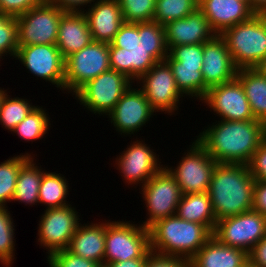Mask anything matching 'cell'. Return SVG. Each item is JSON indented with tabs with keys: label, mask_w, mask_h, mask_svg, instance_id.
I'll return each instance as SVG.
<instances>
[{
	"label": "cell",
	"mask_w": 266,
	"mask_h": 267,
	"mask_svg": "<svg viewBox=\"0 0 266 267\" xmlns=\"http://www.w3.org/2000/svg\"><path fill=\"white\" fill-rule=\"evenodd\" d=\"M168 56L165 28L156 21L126 23L109 44L110 69L138 81Z\"/></svg>",
	"instance_id": "cell-1"
},
{
	"label": "cell",
	"mask_w": 266,
	"mask_h": 267,
	"mask_svg": "<svg viewBox=\"0 0 266 267\" xmlns=\"http://www.w3.org/2000/svg\"><path fill=\"white\" fill-rule=\"evenodd\" d=\"M212 124L205 127L196 140L216 163L248 165L266 139V124L257 119L220 120Z\"/></svg>",
	"instance_id": "cell-2"
},
{
	"label": "cell",
	"mask_w": 266,
	"mask_h": 267,
	"mask_svg": "<svg viewBox=\"0 0 266 267\" xmlns=\"http://www.w3.org/2000/svg\"><path fill=\"white\" fill-rule=\"evenodd\" d=\"M254 186L248 165L217 163L208 189L216 220L251 211Z\"/></svg>",
	"instance_id": "cell-3"
},
{
	"label": "cell",
	"mask_w": 266,
	"mask_h": 267,
	"mask_svg": "<svg viewBox=\"0 0 266 267\" xmlns=\"http://www.w3.org/2000/svg\"><path fill=\"white\" fill-rule=\"evenodd\" d=\"M148 229L151 251L189 260L212 237L205 225L183 220L177 215L160 219Z\"/></svg>",
	"instance_id": "cell-4"
},
{
	"label": "cell",
	"mask_w": 266,
	"mask_h": 267,
	"mask_svg": "<svg viewBox=\"0 0 266 267\" xmlns=\"http://www.w3.org/2000/svg\"><path fill=\"white\" fill-rule=\"evenodd\" d=\"M220 36L238 69L255 68L266 57V14H254Z\"/></svg>",
	"instance_id": "cell-5"
},
{
	"label": "cell",
	"mask_w": 266,
	"mask_h": 267,
	"mask_svg": "<svg viewBox=\"0 0 266 267\" xmlns=\"http://www.w3.org/2000/svg\"><path fill=\"white\" fill-rule=\"evenodd\" d=\"M131 221H106L104 264L142 258L150 250L149 229Z\"/></svg>",
	"instance_id": "cell-6"
},
{
	"label": "cell",
	"mask_w": 266,
	"mask_h": 267,
	"mask_svg": "<svg viewBox=\"0 0 266 267\" xmlns=\"http://www.w3.org/2000/svg\"><path fill=\"white\" fill-rule=\"evenodd\" d=\"M123 73L108 70L83 85L74 95L79 104L88 111L108 115L121 96L133 85Z\"/></svg>",
	"instance_id": "cell-7"
},
{
	"label": "cell",
	"mask_w": 266,
	"mask_h": 267,
	"mask_svg": "<svg viewBox=\"0 0 266 267\" xmlns=\"http://www.w3.org/2000/svg\"><path fill=\"white\" fill-rule=\"evenodd\" d=\"M65 12L50 0H43L16 17L18 47L36 44H56L60 18Z\"/></svg>",
	"instance_id": "cell-8"
},
{
	"label": "cell",
	"mask_w": 266,
	"mask_h": 267,
	"mask_svg": "<svg viewBox=\"0 0 266 267\" xmlns=\"http://www.w3.org/2000/svg\"><path fill=\"white\" fill-rule=\"evenodd\" d=\"M64 90L73 95L88 81L110 70L109 44L92 41L65 58Z\"/></svg>",
	"instance_id": "cell-9"
},
{
	"label": "cell",
	"mask_w": 266,
	"mask_h": 267,
	"mask_svg": "<svg viewBox=\"0 0 266 267\" xmlns=\"http://www.w3.org/2000/svg\"><path fill=\"white\" fill-rule=\"evenodd\" d=\"M266 235V216L254 210L216 221L212 236L220 243L249 253Z\"/></svg>",
	"instance_id": "cell-10"
},
{
	"label": "cell",
	"mask_w": 266,
	"mask_h": 267,
	"mask_svg": "<svg viewBox=\"0 0 266 267\" xmlns=\"http://www.w3.org/2000/svg\"><path fill=\"white\" fill-rule=\"evenodd\" d=\"M141 187L148 211V218L142 224L145 228L160 219L176 215L182 193L176 179L165 165Z\"/></svg>",
	"instance_id": "cell-11"
},
{
	"label": "cell",
	"mask_w": 266,
	"mask_h": 267,
	"mask_svg": "<svg viewBox=\"0 0 266 267\" xmlns=\"http://www.w3.org/2000/svg\"><path fill=\"white\" fill-rule=\"evenodd\" d=\"M190 146L175 169L165 166L176 179L182 195L208 192L217 164L197 140Z\"/></svg>",
	"instance_id": "cell-12"
},
{
	"label": "cell",
	"mask_w": 266,
	"mask_h": 267,
	"mask_svg": "<svg viewBox=\"0 0 266 267\" xmlns=\"http://www.w3.org/2000/svg\"><path fill=\"white\" fill-rule=\"evenodd\" d=\"M136 83L142 85L140 89L156 112L165 111V114L173 115L179 108V99L184 97L176 86L173 71L166 60L157 62Z\"/></svg>",
	"instance_id": "cell-13"
},
{
	"label": "cell",
	"mask_w": 266,
	"mask_h": 267,
	"mask_svg": "<svg viewBox=\"0 0 266 267\" xmlns=\"http://www.w3.org/2000/svg\"><path fill=\"white\" fill-rule=\"evenodd\" d=\"M40 218L38 242L48 250L47 256L67 249L81 220L76 209L71 204L46 209Z\"/></svg>",
	"instance_id": "cell-14"
},
{
	"label": "cell",
	"mask_w": 266,
	"mask_h": 267,
	"mask_svg": "<svg viewBox=\"0 0 266 267\" xmlns=\"http://www.w3.org/2000/svg\"><path fill=\"white\" fill-rule=\"evenodd\" d=\"M15 58L30 73L64 91L65 59L56 44L19 46Z\"/></svg>",
	"instance_id": "cell-15"
},
{
	"label": "cell",
	"mask_w": 266,
	"mask_h": 267,
	"mask_svg": "<svg viewBox=\"0 0 266 267\" xmlns=\"http://www.w3.org/2000/svg\"><path fill=\"white\" fill-rule=\"evenodd\" d=\"M221 120H254L250 104L241 82L235 78L230 82L208 89L202 100Z\"/></svg>",
	"instance_id": "cell-16"
},
{
	"label": "cell",
	"mask_w": 266,
	"mask_h": 267,
	"mask_svg": "<svg viewBox=\"0 0 266 267\" xmlns=\"http://www.w3.org/2000/svg\"><path fill=\"white\" fill-rule=\"evenodd\" d=\"M133 85L121 96L108 114L111 124L121 135H132L144 127L156 111L151 107L144 92ZM144 125V126H143Z\"/></svg>",
	"instance_id": "cell-17"
},
{
	"label": "cell",
	"mask_w": 266,
	"mask_h": 267,
	"mask_svg": "<svg viewBox=\"0 0 266 267\" xmlns=\"http://www.w3.org/2000/svg\"><path fill=\"white\" fill-rule=\"evenodd\" d=\"M147 145L143 140L133 141L119 157L115 158L116 167L123 174L125 183L143 186L164 167L160 165L159 155L157 157L154 150Z\"/></svg>",
	"instance_id": "cell-18"
},
{
	"label": "cell",
	"mask_w": 266,
	"mask_h": 267,
	"mask_svg": "<svg viewBox=\"0 0 266 267\" xmlns=\"http://www.w3.org/2000/svg\"><path fill=\"white\" fill-rule=\"evenodd\" d=\"M237 71L226 42L220 35L203 43L201 72L205 83V95L209 88L235 79Z\"/></svg>",
	"instance_id": "cell-19"
},
{
	"label": "cell",
	"mask_w": 266,
	"mask_h": 267,
	"mask_svg": "<svg viewBox=\"0 0 266 267\" xmlns=\"http://www.w3.org/2000/svg\"><path fill=\"white\" fill-rule=\"evenodd\" d=\"M164 28L168 50L178 45L203 44L217 35L199 9L167 23Z\"/></svg>",
	"instance_id": "cell-20"
},
{
	"label": "cell",
	"mask_w": 266,
	"mask_h": 267,
	"mask_svg": "<svg viewBox=\"0 0 266 267\" xmlns=\"http://www.w3.org/2000/svg\"><path fill=\"white\" fill-rule=\"evenodd\" d=\"M90 7L83 13L93 41L110 44L125 22L118 0H96Z\"/></svg>",
	"instance_id": "cell-21"
},
{
	"label": "cell",
	"mask_w": 266,
	"mask_h": 267,
	"mask_svg": "<svg viewBox=\"0 0 266 267\" xmlns=\"http://www.w3.org/2000/svg\"><path fill=\"white\" fill-rule=\"evenodd\" d=\"M198 9L217 35L255 14L247 3L239 0H199Z\"/></svg>",
	"instance_id": "cell-22"
},
{
	"label": "cell",
	"mask_w": 266,
	"mask_h": 267,
	"mask_svg": "<svg viewBox=\"0 0 266 267\" xmlns=\"http://www.w3.org/2000/svg\"><path fill=\"white\" fill-rule=\"evenodd\" d=\"M93 41L84 13L65 12L60 18L56 46L65 59Z\"/></svg>",
	"instance_id": "cell-23"
},
{
	"label": "cell",
	"mask_w": 266,
	"mask_h": 267,
	"mask_svg": "<svg viewBox=\"0 0 266 267\" xmlns=\"http://www.w3.org/2000/svg\"><path fill=\"white\" fill-rule=\"evenodd\" d=\"M104 222L90 223L91 225H82L80 222L67 249L99 265L104 264L106 221Z\"/></svg>",
	"instance_id": "cell-24"
},
{
	"label": "cell",
	"mask_w": 266,
	"mask_h": 267,
	"mask_svg": "<svg viewBox=\"0 0 266 267\" xmlns=\"http://www.w3.org/2000/svg\"><path fill=\"white\" fill-rule=\"evenodd\" d=\"M247 261V252L226 246L212 236L190 259V267H242Z\"/></svg>",
	"instance_id": "cell-25"
},
{
	"label": "cell",
	"mask_w": 266,
	"mask_h": 267,
	"mask_svg": "<svg viewBox=\"0 0 266 267\" xmlns=\"http://www.w3.org/2000/svg\"><path fill=\"white\" fill-rule=\"evenodd\" d=\"M176 215L183 220L205 225L212 233L217 221L208 192L182 195Z\"/></svg>",
	"instance_id": "cell-26"
},
{
	"label": "cell",
	"mask_w": 266,
	"mask_h": 267,
	"mask_svg": "<svg viewBox=\"0 0 266 267\" xmlns=\"http://www.w3.org/2000/svg\"><path fill=\"white\" fill-rule=\"evenodd\" d=\"M236 78L244 88L254 118L266 124V76L255 68H242Z\"/></svg>",
	"instance_id": "cell-27"
},
{
	"label": "cell",
	"mask_w": 266,
	"mask_h": 267,
	"mask_svg": "<svg viewBox=\"0 0 266 267\" xmlns=\"http://www.w3.org/2000/svg\"><path fill=\"white\" fill-rule=\"evenodd\" d=\"M34 157L32 154V157L20 168L11 201L32 206L39 203V188L45 171H42L41 166H37L36 162L34 163Z\"/></svg>",
	"instance_id": "cell-28"
},
{
	"label": "cell",
	"mask_w": 266,
	"mask_h": 267,
	"mask_svg": "<svg viewBox=\"0 0 266 267\" xmlns=\"http://www.w3.org/2000/svg\"><path fill=\"white\" fill-rule=\"evenodd\" d=\"M68 184L64 175L45 171L39 188V203L46 205V209L69 205L66 201L69 194Z\"/></svg>",
	"instance_id": "cell-29"
},
{
	"label": "cell",
	"mask_w": 266,
	"mask_h": 267,
	"mask_svg": "<svg viewBox=\"0 0 266 267\" xmlns=\"http://www.w3.org/2000/svg\"><path fill=\"white\" fill-rule=\"evenodd\" d=\"M175 78L176 86L185 97L203 100L205 97V83L201 68L180 67L178 61H167Z\"/></svg>",
	"instance_id": "cell-30"
},
{
	"label": "cell",
	"mask_w": 266,
	"mask_h": 267,
	"mask_svg": "<svg viewBox=\"0 0 266 267\" xmlns=\"http://www.w3.org/2000/svg\"><path fill=\"white\" fill-rule=\"evenodd\" d=\"M31 154L13 156L0 164V207H7L12 200L20 168L31 158Z\"/></svg>",
	"instance_id": "cell-31"
},
{
	"label": "cell",
	"mask_w": 266,
	"mask_h": 267,
	"mask_svg": "<svg viewBox=\"0 0 266 267\" xmlns=\"http://www.w3.org/2000/svg\"><path fill=\"white\" fill-rule=\"evenodd\" d=\"M46 110L36 106L11 132L18 134L25 141L42 139L49 131L50 119Z\"/></svg>",
	"instance_id": "cell-32"
},
{
	"label": "cell",
	"mask_w": 266,
	"mask_h": 267,
	"mask_svg": "<svg viewBox=\"0 0 266 267\" xmlns=\"http://www.w3.org/2000/svg\"><path fill=\"white\" fill-rule=\"evenodd\" d=\"M198 5V0H156L153 20L165 26L195 12Z\"/></svg>",
	"instance_id": "cell-33"
},
{
	"label": "cell",
	"mask_w": 266,
	"mask_h": 267,
	"mask_svg": "<svg viewBox=\"0 0 266 267\" xmlns=\"http://www.w3.org/2000/svg\"><path fill=\"white\" fill-rule=\"evenodd\" d=\"M9 96L5 93L0 105V124L11 132L36 106L28 99Z\"/></svg>",
	"instance_id": "cell-34"
},
{
	"label": "cell",
	"mask_w": 266,
	"mask_h": 267,
	"mask_svg": "<svg viewBox=\"0 0 266 267\" xmlns=\"http://www.w3.org/2000/svg\"><path fill=\"white\" fill-rule=\"evenodd\" d=\"M7 207H0V262L11 267L15 259L14 221Z\"/></svg>",
	"instance_id": "cell-35"
},
{
	"label": "cell",
	"mask_w": 266,
	"mask_h": 267,
	"mask_svg": "<svg viewBox=\"0 0 266 267\" xmlns=\"http://www.w3.org/2000/svg\"><path fill=\"white\" fill-rule=\"evenodd\" d=\"M126 23L153 21L156 0H118Z\"/></svg>",
	"instance_id": "cell-36"
},
{
	"label": "cell",
	"mask_w": 266,
	"mask_h": 267,
	"mask_svg": "<svg viewBox=\"0 0 266 267\" xmlns=\"http://www.w3.org/2000/svg\"><path fill=\"white\" fill-rule=\"evenodd\" d=\"M17 34L16 17L0 13V59L9 54L15 58L18 48Z\"/></svg>",
	"instance_id": "cell-37"
},
{
	"label": "cell",
	"mask_w": 266,
	"mask_h": 267,
	"mask_svg": "<svg viewBox=\"0 0 266 267\" xmlns=\"http://www.w3.org/2000/svg\"><path fill=\"white\" fill-rule=\"evenodd\" d=\"M166 61H178L180 67L202 68L203 44L178 45L168 50Z\"/></svg>",
	"instance_id": "cell-38"
},
{
	"label": "cell",
	"mask_w": 266,
	"mask_h": 267,
	"mask_svg": "<svg viewBox=\"0 0 266 267\" xmlns=\"http://www.w3.org/2000/svg\"><path fill=\"white\" fill-rule=\"evenodd\" d=\"M49 267H98L99 264L71 253L68 249L47 256Z\"/></svg>",
	"instance_id": "cell-39"
},
{
	"label": "cell",
	"mask_w": 266,
	"mask_h": 267,
	"mask_svg": "<svg viewBox=\"0 0 266 267\" xmlns=\"http://www.w3.org/2000/svg\"><path fill=\"white\" fill-rule=\"evenodd\" d=\"M144 267H190V260L151 251L146 258Z\"/></svg>",
	"instance_id": "cell-40"
},
{
	"label": "cell",
	"mask_w": 266,
	"mask_h": 267,
	"mask_svg": "<svg viewBox=\"0 0 266 267\" xmlns=\"http://www.w3.org/2000/svg\"><path fill=\"white\" fill-rule=\"evenodd\" d=\"M248 167L254 180L266 181V139L254 152Z\"/></svg>",
	"instance_id": "cell-41"
},
{
	"label": "cell",
	"mask_w": 266,
	"mask_h": 267,
	"mask_svg": "<svg viewBox=\"0 0 266 267\" xmlns=\"http://www.w3.org/2000/svg\"><path fill=\"white\" fill-rule=\"evenodd\" d=\"M43 0H0V13L18 17L31 8L38 6Z\"/></svg>",
	"instance_id": "cell-42"
},
{
	"label": "cell",
	"mask_w": 266,
	"mask_h": 267,
	"mask_svg": "<svg viewBox=\"0 0 266 267\" xmlns=\"http://www.w3.org/2000/svg\"><path fill=\"white\" fill-rule=\"evenodd\" d=\"M252 210L266 216V181L255 180Z\"/></svg>",
	"instance_id": "cell-43"
},
{
	"label": "cell",
	"mask_w": 266,
	"mask_h": 267,
	"mask_svg": "<svg viewBox=\"0 0 266 267\" xmlns=\"http://www.w3.org/2000/svg\"><path fill=\"white\" fill-rule=\"evenodd\" d=\"M248 261L256 267H266V235L250 250Z\"/></svg>",
	"instance_id": "cell-44"
},
{
	"label": "cell",
	"mask_w": 266,
	"mask_h": 267,
	"mask_svg": "<svg viewBox=\"0 0 266 267\" xmlns=\"http://www.w3.org/2000/svg\"><path fill=\"white\" fill-rule=\"evenodd\" d=\"M52 3L60 7L64 12L80 13L84 12V5H92L96 0H50ZM82 6V9L80 8Z\"/></svg>",
	"instance_id": "cell-45"
},
{
	"label": "cell",
	"mask_w": 266,
	"mask_h": 267,
	"mask_svg": "<svg viewBox=\"0 0 266 267\" xmlns=\"http://www.w3.org/2000/svg\"><path fill=\"white\" fill-rule=\"evenodd\" d=\"M150 252L151 249L142 258L128 259L126 261H117L106 265H108L109 267H144L146 258Z\"/></svg>",
	"instance_id": "cell-46"
},
{
	"label": "cell",
	"mask_w": 266,
	"mask_h": 267,
	"mask_svg": "<svg viewBox=\"0 0 266 267\" xmlns=\"http://www.w3.org/2000/svg\"><path fill=\"white\" fill-rule=\"evenodd\" d=\"M251 10L255 14H266V0H251Z\"/></svg>",
	"instance_id": "cell-47"
},
{
	"label": "cell",
	"mask_w": 266,
	"mask_h": 267,
	"mask_svg": "<svg viewBox=\"0 0 266 267\" xmlns=\"http://www.w3.org/2000/svg\"><path fill=\"white\" fill-rule=\"evenodd\" d=\"M262 75L266 76V57L255 67Z\"/></svg>",
	"instance_id": "cell-48"
},
{
	"label": "cell",
	"mask_w": 266,
	"mask_h": 267,
	"mask_svg": "<svg viewBox=\"0 0 266 267\" xmlns=\"http://www.w3.org/2000/svg\"><path fill=\"white\" fill-rule=\"evenodd\" d=\"M6 92H7V90H4V89L2 90L0 87V105H1L2 99H3Z\"/></svg>",
	"instance_id": "cell-49"
},
{
	"label": "cell",
	"mask_w": 266,
	"mask_h": 267,
	"mask_svg": "<svg viewBox=\"0 0 266 267\" xmlns=\"http://www.w3.org/2000/svg\"><path fill=\"white\" fill-rule=\"evenodd\" d=\"M242 267H256L252 265L249 261H247Z\"/></svg>",
	"instance_id": "cell-50"
},
{
	"label": "cell",
	"mask_w": 266,
	"mask_h": 267,
	"mask_svg": "<svg viewBox=\"0 0 266 267\" xmlns=\"http://www.w3.org/2000/svg\"><path fill=\"white\" fill-rule=\"evenodd\" d=\"M239 1L247 3L251 7V0H239Z\"/></svg>",
	"instance_id": "cell-51"
},
{
	"label": "cell",
	"mask_w": 266,
	"mask_h": 267,
	"mask_svg": "<svg viewBox=\"0 0 266 267\" xmlns=\"http://www.w3.org/2000/svg\"><path fill=\"white\" fill-rule=\"evenodd\" d=\"M98 267H109V266L106 265V264H101V265H99Z\"/></svg>",
	"instance_id": "cell-52"
}]
</instances>
